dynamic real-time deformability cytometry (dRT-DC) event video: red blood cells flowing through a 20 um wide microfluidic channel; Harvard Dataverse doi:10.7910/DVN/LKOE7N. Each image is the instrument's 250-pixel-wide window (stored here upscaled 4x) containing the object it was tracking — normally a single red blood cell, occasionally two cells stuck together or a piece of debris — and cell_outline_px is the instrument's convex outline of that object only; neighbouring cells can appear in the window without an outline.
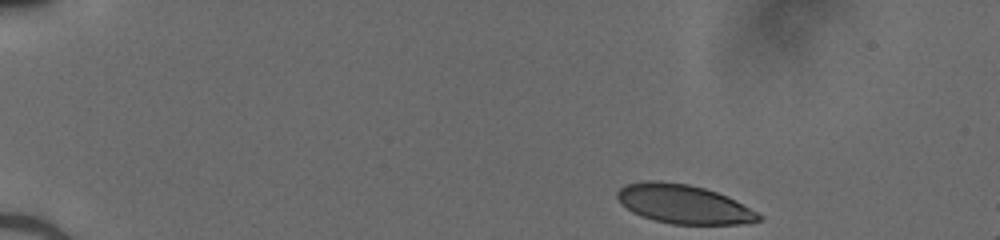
{"species": "human", "species_latin": "Homo sapiens", "temperature_condition": "cold", "stored_images_in_passage": 44, "camera_frame_rate_fps": 3000, "um_per_image_px": 0.085, "donor": {"sex": "male"}, "frame": {"image": 1, "passage_image": 1, "time_ms": 0.0, "image_size_px": [1000, 240], "cell_outline_px": [[764, 220], [740, 224], [672, 224], [652, 220], [640, 216], [632, 212], [620, 204], [616, 196], [616, 192], [624, 184], [644, 180], [660, 180], [688, 184], [704, 188], [728, 196], [736, 200], [764, 216]], "centroid_in_image_um": [58.08, 17.34], "position_along_channel_um": 26.9, "area_um2": 32.6}}
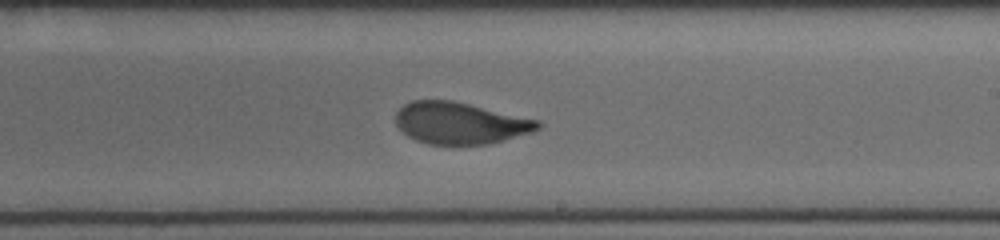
{"frame": {"image": 2, "passage_image": 25, "time_ms": 8.0, "image_size_px": [1000, 240], "cell_outline_px": [[544, 124], [540, 128], [532, 132], [504, 140], [488, 144], [428, 144], [416, 140], [408, 136], [396, 124], [396, 112], [404, 104], [412, 100], [452, 100], [540, 120]], "centroid_in_image_um": [39.14, 10.46], "position_along_channel_um": 249.9, "area_um2": 34.56}}
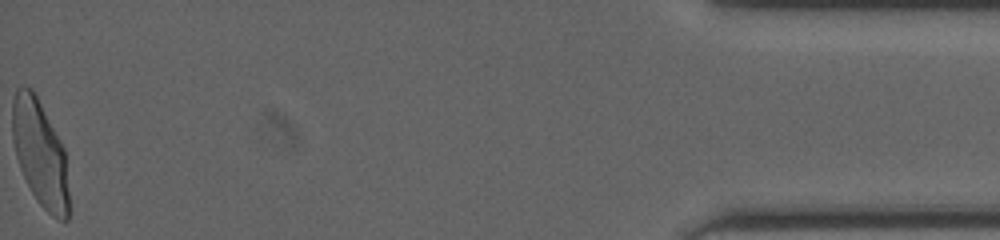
{"frame": {"image": 3, "passage_image": 44, "time_ms": 14.333, "image_size_px": [1000, 240], "cell_outline_px": [[68, 220], [56, 220], [36, 200], [20, 168], [16, 156], [12, 140], [12, 100], [16, 88], [24, 84], [32, 88], [60, 140], [64, 148], [68, 192]], "centroid_in_image_um": [3.37, 13.0], "position_along_channel_um": 431.8, "area_um2": 34.85}}